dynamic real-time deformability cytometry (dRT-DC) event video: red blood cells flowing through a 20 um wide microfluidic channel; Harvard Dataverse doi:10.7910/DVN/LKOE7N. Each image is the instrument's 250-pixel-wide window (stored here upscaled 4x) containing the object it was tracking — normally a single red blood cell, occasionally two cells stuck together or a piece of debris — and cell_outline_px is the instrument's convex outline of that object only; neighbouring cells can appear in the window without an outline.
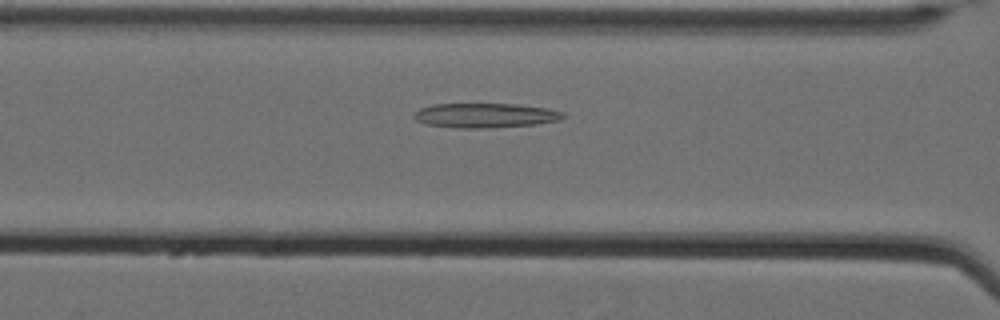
{"species": "Egyptian fruit bat (a non-hibernating species)", "species_latin": "Rousettus aegyptiacus", "temperature_condition": "cold", "stored_images_in_passage": 40, "camera_frame_rate_fps": 3000, "um_per_image_px": 0.085, "animal": {"sex": "female"}, "frame": {"image": 1, "passage_image": 8, "time_ms": 2.333, "image_size_px": [1000, 320], "cell_outline_px": [[568, 116], [560, 120], [536, 124], [484, 128], [456, 128], [424, 124], [416, 120], [412, 116], [420, 108], [432, 104], [516, 104], [548, 108], [564, 112]], "centroid_in_image_um": [41.26, 9.81], "position_along_channel_um": 125.3, "area_um2": 21.5}}
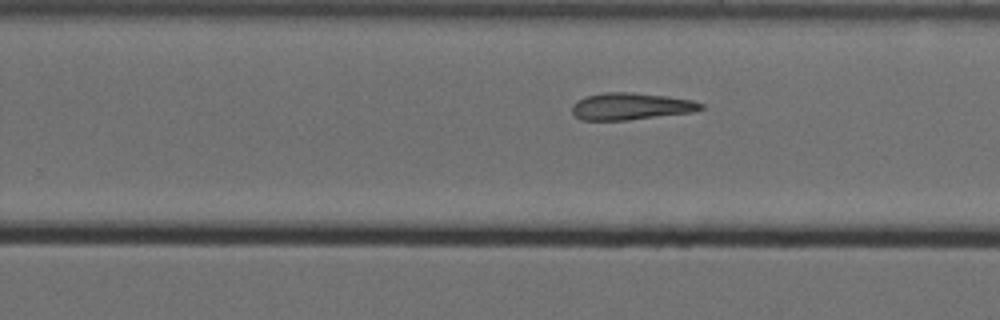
{"frame": {"image": 2, "passage_image": 21, "time_ms": 6.667, "image_size_px": [1000, 320], "cell_outline_px": [[704, 108], [692, 112], [628, 120], [580, 120], [572, 112], [572, 104], [576, 100], [588, 96], [604, 92], [632, 92], [664, 96], [692, 100], [704, 104]], "centroid_in_image_um": [53.6, 9.04], "position_along_channel_um": 276.2, "area_um2": 20.17}}
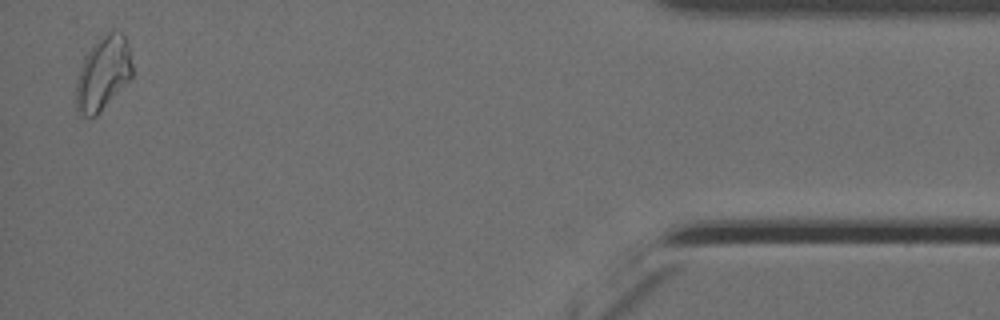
{"frame": {"image": 3, "passage_image": 39, "time_ms": 12.667, "image_size_px": [1000, 320], "cell_outline_px": [[132, 76], [100, 112], [96, 116], [84, 120], [76, 112], [76, 80], [84, 56], [100, 36], [104, 32], [120, 32], [124, 36], [128, 48], [132, 64]], "centroid_in_image_um": [8.71, 6.29], "position_along_channel_um": 426.5, "area_um2": 24.22}}